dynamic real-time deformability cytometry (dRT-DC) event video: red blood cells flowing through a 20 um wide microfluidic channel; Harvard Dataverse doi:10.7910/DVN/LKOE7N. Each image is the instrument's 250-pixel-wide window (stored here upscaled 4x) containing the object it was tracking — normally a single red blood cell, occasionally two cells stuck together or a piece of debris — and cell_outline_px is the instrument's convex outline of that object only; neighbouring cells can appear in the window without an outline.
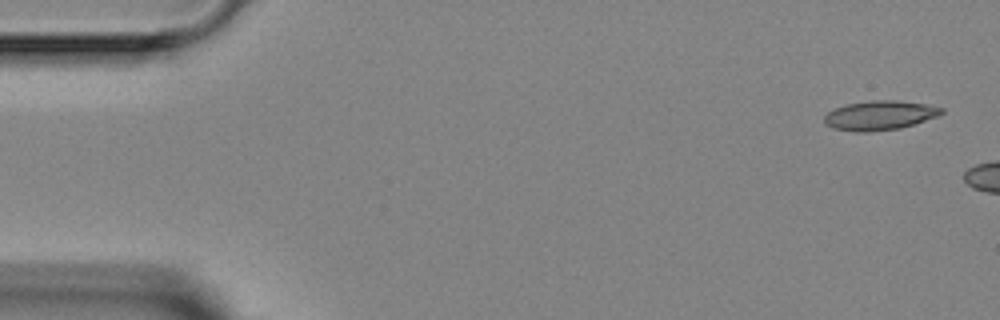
{"species": "Egyptian fruit bat (a non-hibernating species)", "species_latin": "Rousettus aegyptiacus", "temperature_condition": "room temperature", "stored_images_in_passage": 3, "camera_frame_rate_fps": 3000, "um_per_image_px": 0.085, "animal": {"sex": "female"}, "frame": {"image": 1, "passage_image": 1, "time_ms": 0.0, "image_size_px": [1000, 320], "cell_outline_px": [[944, 112], [940, 116], [900, 128], [868, 132], [856, 132], [832, 128], [824, 124], [824, 116], [828, 112], [836, 108], [848, 104], [872, 100], [896, 100], [924, 104], [944, 108]], "centroid_in_image_um": [74.78, 9.81], "position_along_channel_um": 10.2, "area_um2": 20.06}}